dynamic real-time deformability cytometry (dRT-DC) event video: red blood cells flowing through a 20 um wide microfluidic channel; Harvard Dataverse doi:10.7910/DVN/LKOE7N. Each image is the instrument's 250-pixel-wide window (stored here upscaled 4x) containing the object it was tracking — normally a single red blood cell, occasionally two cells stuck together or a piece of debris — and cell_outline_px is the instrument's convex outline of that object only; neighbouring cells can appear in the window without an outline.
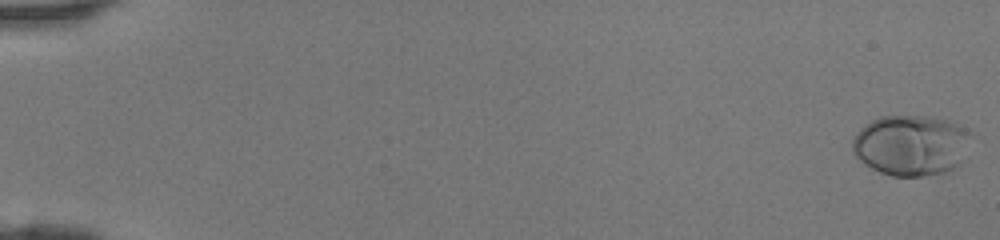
{"species": "human", "species_latin": "Homo sapiens", "temperature_condition": "room temperature", "stored_images_in_passage": 47, "camera_frame_rate_fps": 3000, "um_per_image_px": 0.085, "donor": {"sex": "female"}, "frame": {"image": 1, "passage_image": 1, "time_ms": 0.0, "image_size_px": [1000, 240], "cell_outline_px": [[972, 136], [956, 164], [952, 168], [944, 172], [920, 176], [892, 176], [880, 172], [864, 164], [852, 152], [852, 140], [856, 132], [864, 124], [880, 116], [928, 116], [948, 120], [964, 128]], "centroid_in_image_um": [77.36, 12.32], "position_along_channel_um": 7.6, "area_um2": 41.5}}
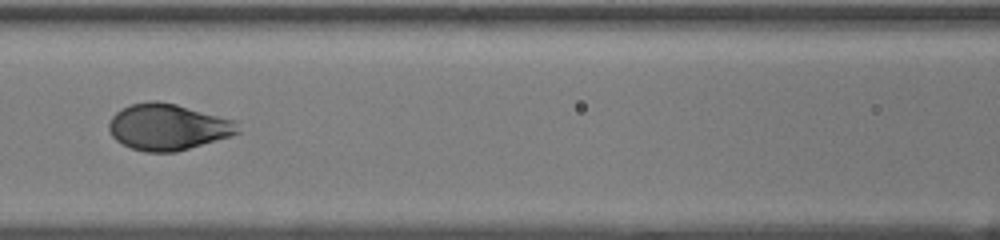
{"frame": {"image": 2, "passage_image": 23, "time_ms": 7.333, "image_size_px": [1000, 240], "cell_outline_px": [[240, 132], [232, 136], [176, 152], [144, 152], [132, 148], [116, 140], [112, 136], [108, 128], [108, 124], [112, 116], [116, 112], [132, 104], [152, 100], [156, 100], [176, 104], [240, 120]], "centroid_in_image_um": [14.35, 10.79], "position_along_channel_um": 152.3, "area_um2": 35.2}}
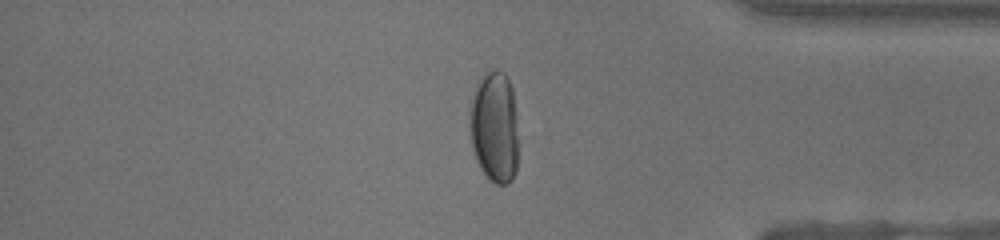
{"frame": {"image": 3, "passage_image": 40, "time_ms": 13.0, "image_size_px": [1000, 240], "cell_outline_px": [[516, 172], [512, 180], [508, 184], [496, 184], [488, 180], [480, 168], [476, 160], [472, 148], [468, 112], [476, 84], [480, 76], [492, 68], [496, 68], [504, 72], [508, 76], [512, 88], [516, 136]], "centroid_in_image_um": [41.98, 10.78], "position_along_channel_um": 393.2, "area_um2": 31.85}}